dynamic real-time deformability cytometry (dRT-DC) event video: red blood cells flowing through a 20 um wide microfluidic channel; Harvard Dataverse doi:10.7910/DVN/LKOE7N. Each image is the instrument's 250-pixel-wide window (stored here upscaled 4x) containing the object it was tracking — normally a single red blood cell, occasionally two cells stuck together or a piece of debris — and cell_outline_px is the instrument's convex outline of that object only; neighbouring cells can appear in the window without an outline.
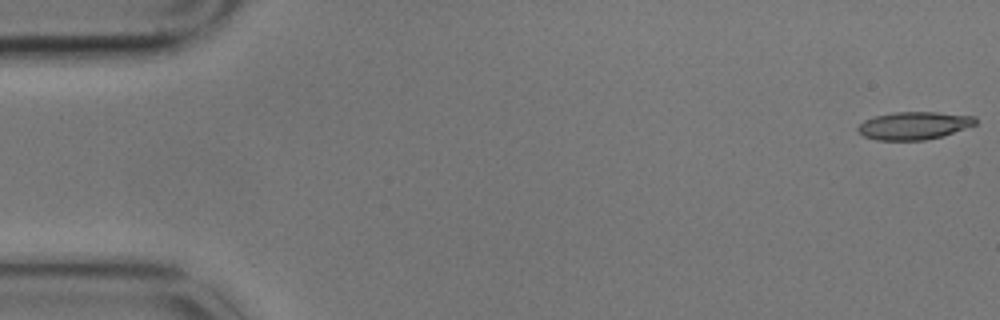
{"species": "common noctule bat (a hibernating species)", "species_latin": "Nyctalus noctula", "temperature_condition": "cold", "stored_images_in_passage": 4, "camera_frame_rate_fps": 3000, "um_per_image_px": 0.085, "animal": {"sex": "male", "body_mass_g": 17.9}, "frame": {"image": 1, "passage_image": 1, "time_ms": 0.0, "image_size_px": [1000, 320], "cell_outline_px": [[976, 124], [944, 136], [924, 140], [876, 140], [864, 136], [856, 128], [864, 120], [876, 116], [892, 112], [936, 112], [976, 116]], "centroid_in_image_um": [77.7, 10.67], "position_along_channel_um": 7.3, "area_um2": 19.02}}